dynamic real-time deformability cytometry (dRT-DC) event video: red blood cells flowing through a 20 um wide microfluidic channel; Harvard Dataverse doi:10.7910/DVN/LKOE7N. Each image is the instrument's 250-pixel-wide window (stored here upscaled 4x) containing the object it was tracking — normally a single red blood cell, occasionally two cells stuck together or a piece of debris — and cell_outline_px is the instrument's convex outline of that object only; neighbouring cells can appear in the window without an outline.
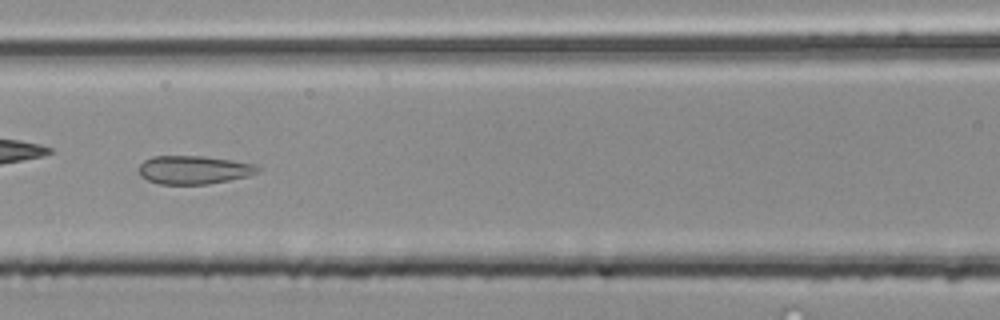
{"species": "common noctule bat (a hibernating species)", "species_latin": "Nyctalus noctula", "temperature_condition": "room temperature", "stored_images_in_passage": 40, "camera_frame_rate_fps": 3000, "um_per_image_px": 0.085, "animal": {"sex": "male", "body_mass_g": 20.4}, "frame": {"image": 1, "passage_image": 12, "time_ms": 3.667, "image_size_px": [1000, 320], "cell_outline_px": [[264, 168], [248, 176], [208, 184], [160, 184], [148, 180], [140, 176], [136, 168], [144, 160], [152, 156], [204, 156], [256, 164]], "centroid_in_image_um": [16.45, 14.43], "position_along_channel_um": 150.1, "area_um2": 19.83}}
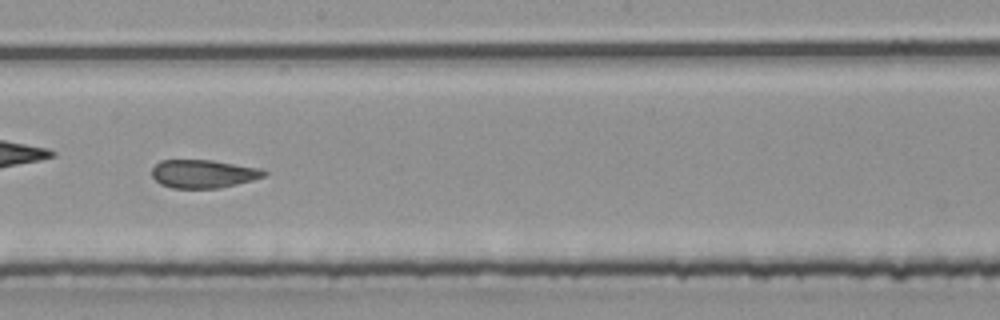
{"frame": {"image": 2, "passage_image": 18, "time_ms": 5.667, "image_size_px": [1000, 320], "cell_outline_px": [[268, 172], [264, 176], [252, 180], [220, 188], [172, 188], [160, 184], [152, 176], [152, 168], [160, 160], [212, 160], [260, 168]], "centroid_in_image_um": [17.27, 14.77], "position_along_channel_um": 230.9, "area_um2": 18.44}}
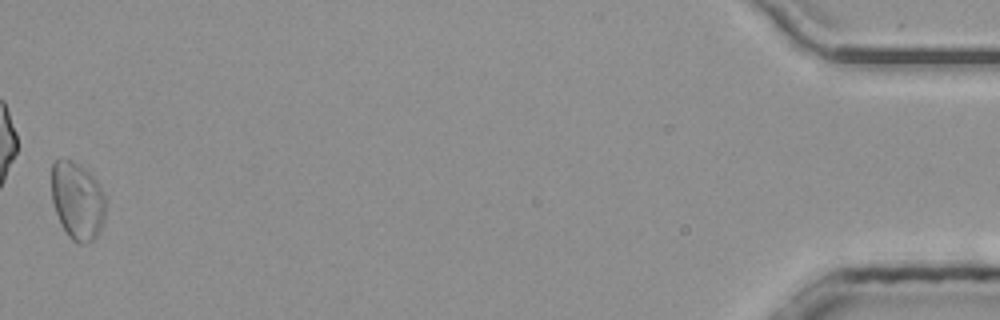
{"frame": {"image": 3, "passage_image": 40, "time_ms": 13.0, "image_size_px": [1000, 320], "cell_outline_px": [[104, 220], [100, 232], [96, 240], [84, 244], [80, 244], [72, 240], [68, 236], [60, 224], [52, 200], [52, 164], [56, 160], [72, 160], [84, 168], [100, 184], [104, 192]], "centroid_in_image_um": [6.59, 17.11], "position_along_channel_um": 428.6, "area_um2": 24.62}, "authors_computed_cell_mechanics": {"area_um2": 20.3456, "velocity_mm_per_s": 4.0637, "shape_relaxation_time_tau1_ms": null, "shape_relaxation_time_tau2_ms": 1.0291, "deformation_change_tau1": null, "deformation_change_tau2": 0.0911}}